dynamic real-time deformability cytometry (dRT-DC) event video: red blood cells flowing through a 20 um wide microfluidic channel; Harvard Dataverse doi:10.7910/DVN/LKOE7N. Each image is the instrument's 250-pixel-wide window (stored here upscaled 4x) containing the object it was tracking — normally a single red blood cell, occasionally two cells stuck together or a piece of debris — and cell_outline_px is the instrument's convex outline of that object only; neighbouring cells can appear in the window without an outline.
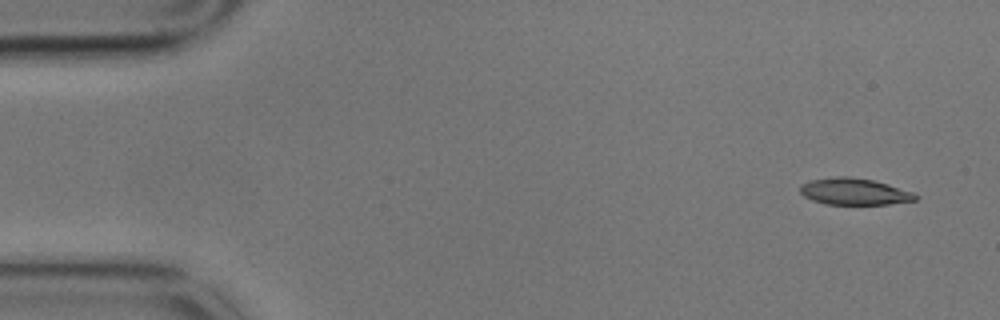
{"species": "common noctule bat (a hibernating species)", "species_latin": "Nyctalus noctula", "temperature_condition": "cold", "stored_images_in_passage": 7, "camera_frame_rate_fps": 3000, "um_per_image_px": 0.085, "animal": {"sex": "male", "body_mass_g": 17.9}, "frame": {"image": 1, "passage_image": 1, "time_ms": 0.0, "image_size_px": [1000, 320], "cell_outline_px": [[920, 196], [916, 200], [888, 204], [824, 204], [812, 200], [804, 196], [800, 192], [800, 184], [812, 180], [836, 176], [848, 176], [872, 180], [888, 184], [912, 192]], "centroid_in_image_um": [72.6, 16.28], "position_along_channel_um": 12.4, "area_um2": 17.86}}
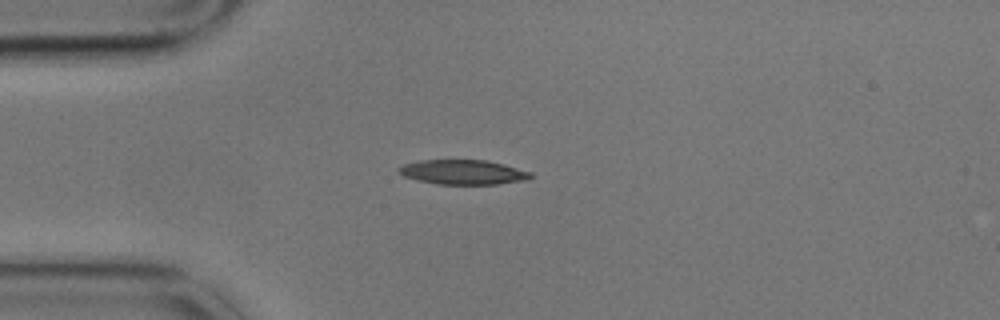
{"frame": {"image": 2, "passage_image": 4, "time_ms": 1.0, "image_size_px": [1000, 320], "cell_outline_px": [[532, 176], [520, 180], [496, 184], [436, 184], [404, 176], [400, 172], [400, 168], [404, 164], [420, 160], [488, 160], [504, 164], [532, 172]], "centroid_in_image_um": [39.37, 14.62], "position_along_channel_um": 45.6, "area_um2": 18.55}}
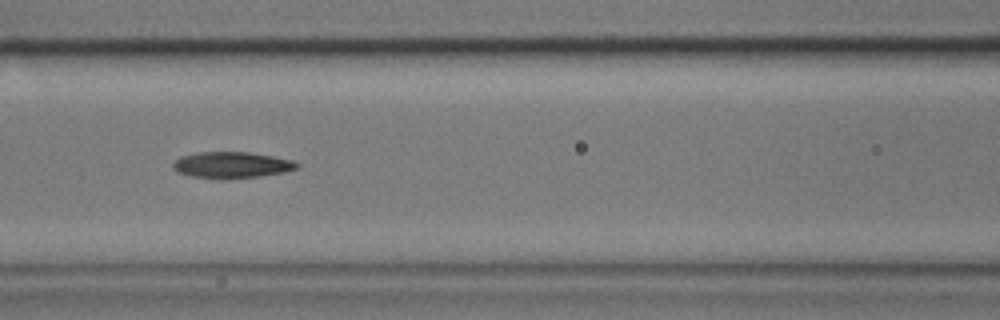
{"frame": {"image": 3, "passage_image": 7, "time_ms": 2.0, "image_size_px": [1000, 320], "cell_outline_px": [[300, 164], [296, 168], [284, 172], [260, 176], [224, 180], [220, 180], [192, 176], [176, 172], [172, 168], [172, 164], [180, 156], [196, 152], [248, 152], [272, 156], [292, 160]], "centroid_in_image_um": [19.64, 14.03], "position_along_channel_um": 147.0, "area_um2": 19.19}}